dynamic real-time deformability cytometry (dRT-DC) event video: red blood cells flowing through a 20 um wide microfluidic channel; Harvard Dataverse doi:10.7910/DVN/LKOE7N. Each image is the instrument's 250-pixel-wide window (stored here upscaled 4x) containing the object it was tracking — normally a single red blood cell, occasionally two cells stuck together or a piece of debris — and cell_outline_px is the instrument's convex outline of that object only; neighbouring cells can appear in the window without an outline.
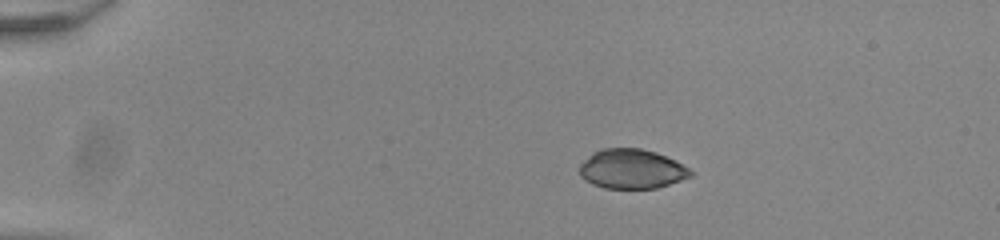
{"species": "common noctule bat (a hibernating species)", "species_latin": "Nyctalus noctula", "temperature_condition": "room temperature", "stored_images_in_passage": 44, "camera_frame_rate_fps": 3000, "um_per_image_px": 0.085, "animal": {"sex": "male", "body_mass_g": 20.0, "forearm_length_mm": 53.3}, "frame": {"image": 1, "passage_image": 1, "time_ms": 0.0, "image_size_px": [1000, 240], "cell_outline_px": [[692, 176], [656, 188], [604, 188], [592, 184], [584, 180], [580, 176], [580, 164], [592, 152], [600, 148], [640, 148], [656, 152], [676, 160], [688, 168], [692, 172]], "centroid_in_image_um": [53.66, 14.35], "position_along_channel_um": 31.3, "area_um2": 25.61}}
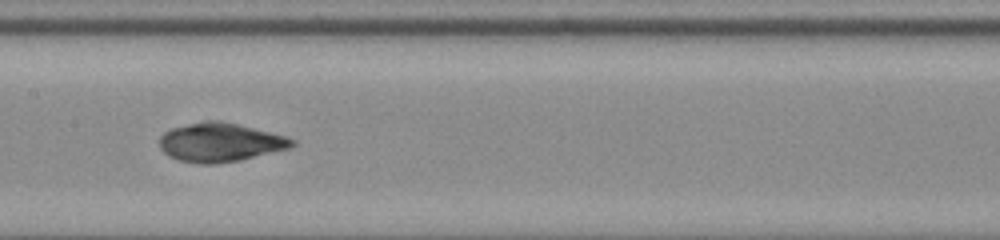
{"frame": {"image": 2, "passage_image": 19, "time_ms": 6.0, "image_size_px": [1000, 240], "cell_outline_px": [[296, 144], [288, 148], [240, 160], [216, 164], [200, 164], [180, 160], [168, 156], [160, 148], [160, 136], [164, 132], [172, 128], [204, 120], [220, 120], [284, 136], [296, 140]], "centroid_in_image_um": [18.68, 12.1], "position_along_channel_um": 188.7, "area_um2": 29.71}}
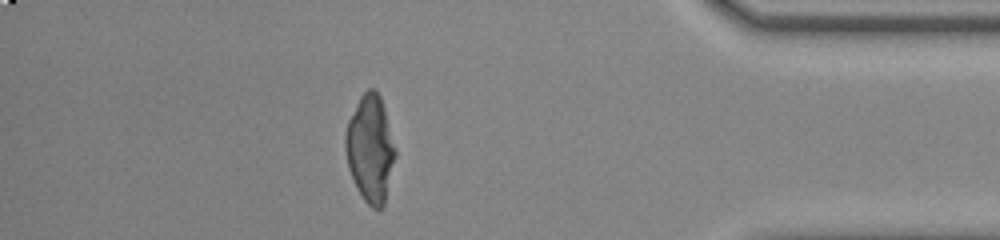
{"frame": {"image": 3, "passage_image": 38, "time_ms": 12.333, "image_size_px": [1000, 240], "cell_outline_px": [[396, 156], [384, 204], [380, 208], [372, 208], [364, 200], [356, 188], [348, 168], [344, 148], [344, 140], [348, 120], [360, 96], [368, 88], [372, 88], [380, 96], [384, 108], [396, 148]], "centroid_in_image_um": [31.46, 12.64], "position_along_channel_um": 403.7, "area_um2": 31.1}, "authors_computed_cell_mechanics": {"area_um2": 29.7381, "velocity_mm_per_s": 3.9043, "shape_relaxation_time_tau1_ms": 10.2275, "shape_relaxation_time_tau2_ms": null, "deformation_change_tau1": 0.364, "deformation_change_tau2": null}}